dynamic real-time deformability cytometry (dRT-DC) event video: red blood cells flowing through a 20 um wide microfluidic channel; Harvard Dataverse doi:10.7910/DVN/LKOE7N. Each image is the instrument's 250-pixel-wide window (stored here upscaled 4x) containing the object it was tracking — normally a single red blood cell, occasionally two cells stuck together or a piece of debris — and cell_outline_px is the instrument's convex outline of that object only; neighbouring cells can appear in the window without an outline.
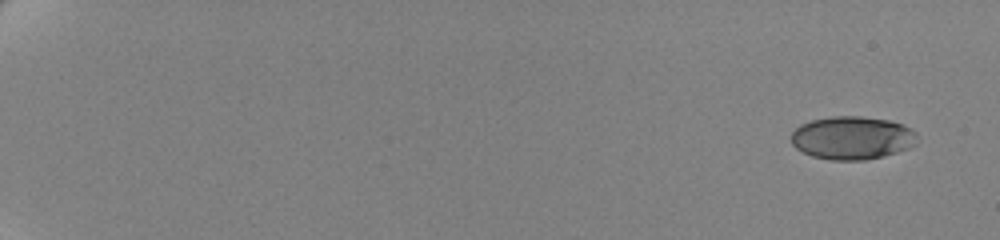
{"species": "human", "species_latin": "Homo sapiens", "temperature_condition": "cold", "stored_images_in_passage": 59, "camera_frame_rate_fps": 3000, "um_per_image_px": 0.085, "donor": {"sex": "female"}, "frame": {"image": 1, "passage_image": 1, "time_ms": 0.0, "image_size_px": [1000, 240], "cell_outline_px": [[916, 132], [912, 144], [908, 148], [884, 156], [864, 160], [832, 160], [812, 156], [796, 148], [792, 144], [792, 132], [800, 124], [812, 120], [832, 116], [860, 116], [888, 120], [904, 124]], "centroid_in_image_um": [72.4, 11.71], "position_along_channel_um": 12.6, "area_um2": 31.44}}
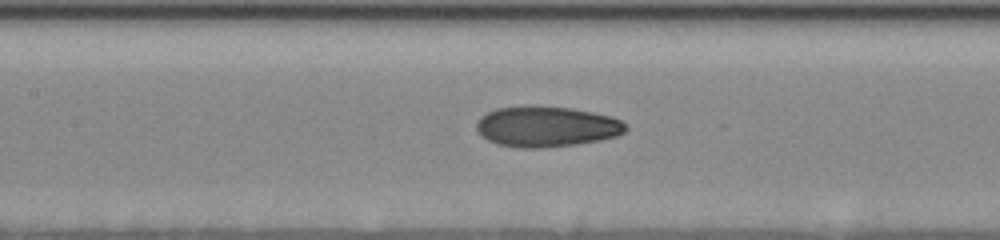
{"frame": {"image": 2, "passage_image": 31, "time_ms": 10.0, "image_size_px": [1000, 240], "cell_outline_px": [[628, 128], [624, 132], [616, 136], [600, 140], [576, 144], [540, 148], [520, 148], [496, 144], [480, 136], [476, 128], [476, 124], [480, 116], [496, 108], [524, 104], [536, 104], [572, 108], [612, 116], [628, 124]], "centroid_in_image_um": [46.42, 10.73], "position_along_channel_um": 161.0, "area_um2": 36.07}}
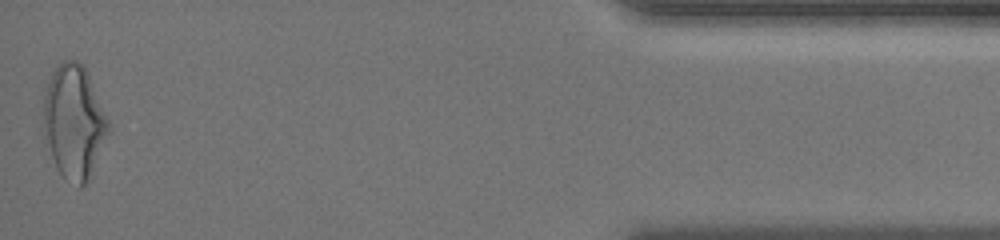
{"frame": {"image": 3, "passage_image": 59, "time_ms": 19.333, "image_size_px": [1000, 240], "cell_outline_px": [[108, 132], [88, 180], [80, 188], [64, 180], [56, 168], [44, 136], [44, 96], [52, 72], [64, 60], [76, 60], [84, 68], [88, 76], [108, 120]], "centroid_in_image_um": [6.26, 10.41], "position_along_channel_um": 428.9, "area_um2": 41.96}, "authors_computed_cell_mechanics": {"area_um2": 33.6396, "velocity_mm_per_s": 3.5014, "shape_relaxation_time_tau1_ms": 5.026, "shape_relaxation_time_tau2_ms": 1.6635, "deformation_change_tau1": 0.1539, "deformation_change_tau2": 0.0668}}